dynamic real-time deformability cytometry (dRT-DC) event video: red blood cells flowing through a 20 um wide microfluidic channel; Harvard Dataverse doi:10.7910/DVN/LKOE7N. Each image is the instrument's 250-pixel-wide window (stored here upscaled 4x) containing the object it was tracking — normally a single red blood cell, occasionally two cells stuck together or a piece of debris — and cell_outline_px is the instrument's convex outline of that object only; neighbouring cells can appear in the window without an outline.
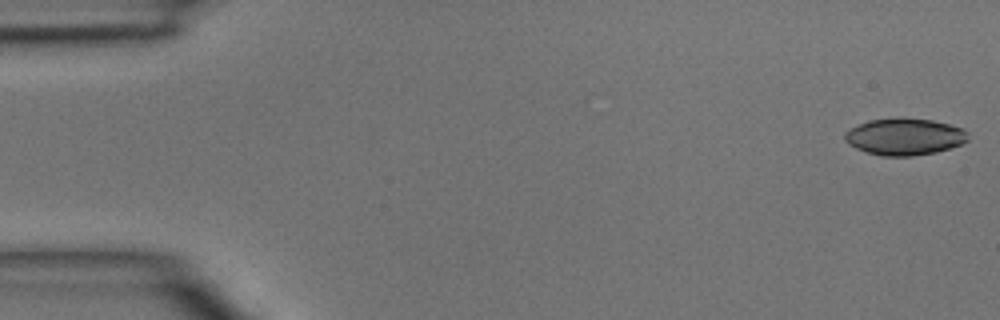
{"species": "common noctule bat (a hibernating species)", "species_latin": "Nyctalus noctula", "temperature_condition": "room temperature", "stored_images_in_passage": 46, "camera_frame_rate_fps": 3000, "um_per_image_px": 0.085, "animal": {"sex": "male", "body_mass_g": 15.6}, "frame": {"image": 1, "passage_image": 1, "time_ms": 0.0, "image_size_px": [1000, 320], "cell_outline_px": [[968, 140], [960, 144], [936, 152], [912, 156], [880, 156], [856, 148], [848, 144], [844, 140], [844, 132], [868, 120], [900, 116], [904, 116], [932, 120], [964, 128], [968, 132]], "centroid_in_image_um": [76.88, 11.59], "position_along_channel_um": 8.1, "area_um2": 26.76}}
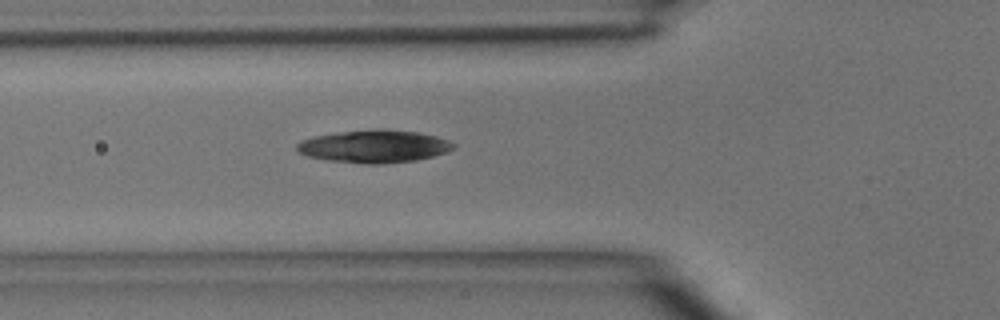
{"frame": {"image": 2, "passage_image": 16, "time_ms": 5.0, "image_size_px": [1000, 320], "cell_outline_px": [[456, 148], [448, 152], [416, 160], [384, 164], [368, 164], [328, 160], [308, 156], [300, 152], [296, 148], [296, 144], [300, 140], [312, 136], [336, 132], [372, 128], [380, 128], [420, 132], [436, 136], [448, 140], [456, 144]], "centroid_in_image_um": [31.82, 12.42], "position_along_channel_um": 94.0, "area_um2": 30.29}}
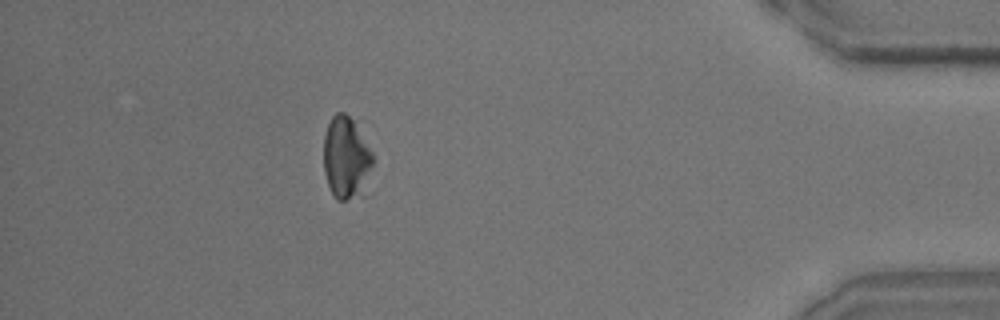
{"frame": {"image": 3, "passage_image": 41, "time_ms": 13.333, "image_size_px": [1000, 320], "cell_outline_px": [[376, 160], [356, 192], [352, 196], [344, 200], [336, 200], [328, 184], [324, 172], [324, 136], [328, 124], [332, 116], [336, 112], [344, 112], [352, 120], [372, 152]], "centroid_in_image_um": [29.37, 13.32], "position_along_channel_um": 405.8, "area_um2": 22.43}}